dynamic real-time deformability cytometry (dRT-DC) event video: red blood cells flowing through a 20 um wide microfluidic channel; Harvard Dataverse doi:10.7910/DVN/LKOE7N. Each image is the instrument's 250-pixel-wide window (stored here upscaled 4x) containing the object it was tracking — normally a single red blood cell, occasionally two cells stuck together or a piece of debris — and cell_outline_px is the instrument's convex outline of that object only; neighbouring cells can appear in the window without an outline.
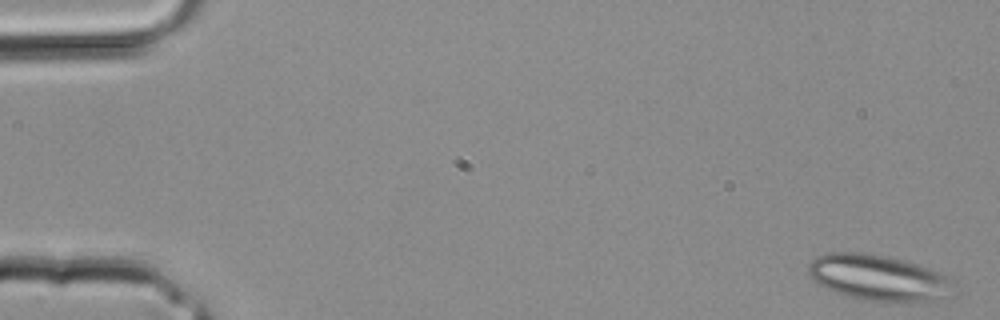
{"species": "common noctule bat (a hibernating species)", "species_latin": "Nyctalus noctula", "temperature_condition": "room temperature", "stored_images_in_passage": 5, "camera_frame_rate_fps": 3000, "um_per_image_px": 0.085, "animal": {"sex": "male", "body_mass_g": 20.4}, "frame": {"image": 1, "passage_image": 1, "time_ms": 0.0, "image_size_px": [1000, 320], "cell_outline_px": [[956, 280], [952, 296], [928, 304], [868, 300], [836, 292], [820, 284], [808, 276], [808, 264], [816, 256], [828, 252], [860, 252], [888, 256], [904, 260], [940, 272]], "centroid_in_image_um": [74.79, 23.63], "position_along_channel_um": 10.2, "area_um2": 39.65}}